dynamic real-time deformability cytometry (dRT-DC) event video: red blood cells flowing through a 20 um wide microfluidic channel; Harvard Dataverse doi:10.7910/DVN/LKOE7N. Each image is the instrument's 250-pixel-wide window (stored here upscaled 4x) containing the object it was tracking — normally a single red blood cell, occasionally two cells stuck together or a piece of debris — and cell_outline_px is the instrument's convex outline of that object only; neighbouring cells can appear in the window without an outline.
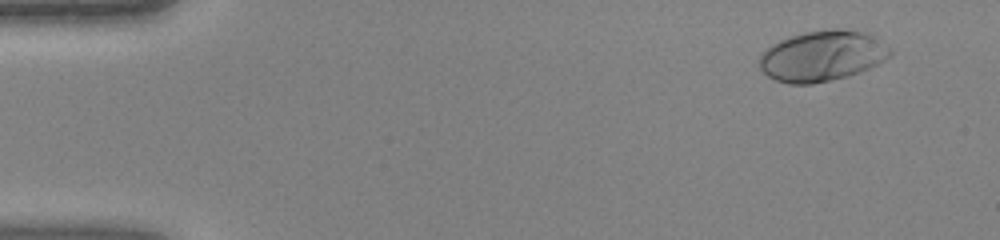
{"species": "human", "species_latin": "Homo sapiens", "temperature_condition": "warm", "stored_images_in_passage": 45, "camera_frame_rate_fps": 3000, "um_per_image_px": 0.085, "donor": {"sex": "female"}, "frame": {"image": 1, "passage_image": 4, "time_ms": 1.0, "image_size_px": [1000, 240], "cell_outline_px": [[892, 56], [860, 72], [848, 76], [812, 84], [788, 84], [776, 80], [768, 76], [760, 68], [760, 56], [772, 44], [780, 40], [804, 32], [832, 28], [836, 28], [872, 32], [892, 48]], "centroid_in_image_um": [69.96, 4.73], "position_along_channel_um": 15.0, "area_um2": 38.9}}
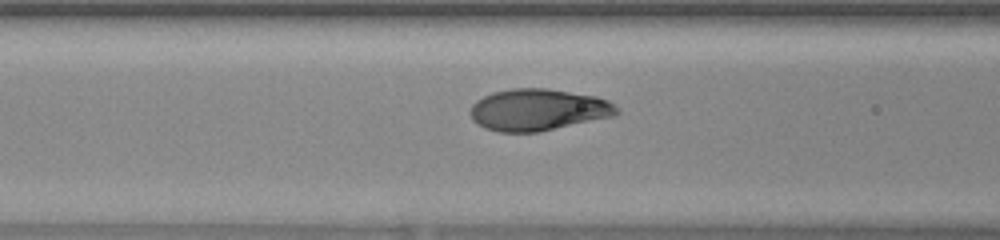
{"frame": {"image": 2, "passage_image": 19, "time_ms": 6.0, "image_size_px": [1000, 240], "cell_outline_px": [[620, 112], [616, 116], [540, 132], [500, 132], [484, 128], [476, 124], [472, 120], [468, 112], [472, 104], [476, 100], [492, 92], [512, 88], [548, 88], [596, 96], [608, 100]], "centroid_in_image_um": [45.71, 9.34], "position_along_channel_um": 120.9, "area_um2": 36.07}}
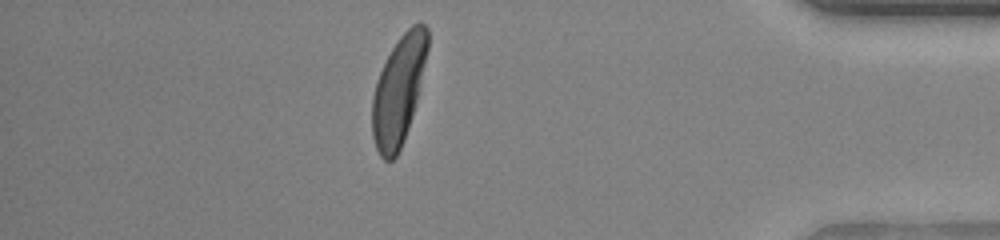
{"frame": {"image": 3, "passage_image": 40, "time_ms": 13.0, "image_size_px": [1000, 240], "cell_outline_px": [[428, 48], [416, 100], [408, 128], [404, 140], [396, 156], [392, 160], [384, 160], [380, 156], [376, 148], [372, 136], [372, 96], [376, 80], [392, 48], [400, 36], [412, 24], [420, 20], [428, 28]], "centroid_in_image_um": [33.86, 7.67], "position_along_channel_um": 401.3, "area_um2": 34.68}}